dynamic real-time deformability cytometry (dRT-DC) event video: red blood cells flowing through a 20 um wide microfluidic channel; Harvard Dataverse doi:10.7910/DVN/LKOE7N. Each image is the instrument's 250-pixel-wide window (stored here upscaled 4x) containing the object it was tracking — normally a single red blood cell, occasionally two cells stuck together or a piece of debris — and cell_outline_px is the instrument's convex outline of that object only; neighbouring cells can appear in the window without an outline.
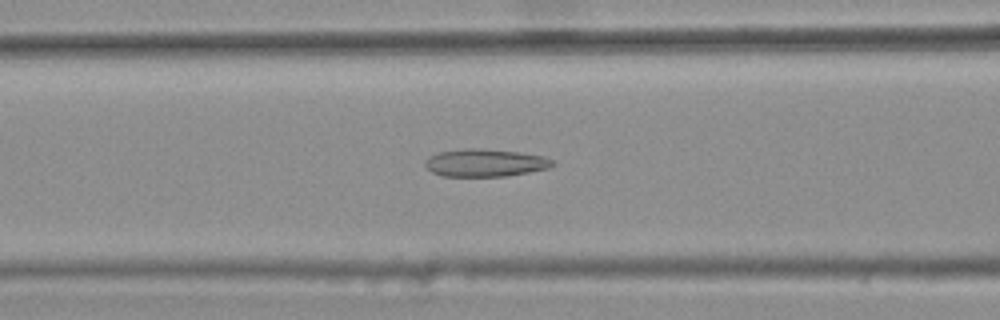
{"species": "common noctule bat (a hibernating species)", "species_latin": "Nyctalus noctula", "temperature_condition": "warm", "stored_images_in_passage": 43, "camera_frame_rate_fps": 3000, "um_per_image_px": 0.085, "animal": {"sex": "female", "body_mass_g": 25.1}, "frame": {"image": 1, "passage_image": 18, "time_ms": 5.667, "image_size_px": [1000, 320], "cell_outline_px": [[556, 164], [548, 168], [508, 176], [444, 176], [432, 172], [424, 164], [428, 156], [440, 152], [468, 148], [476, 148], [520, 152], [544, 156], [552, 160]], "centroid_in_image_um": [41.25, 13.84], "position_along_channel_um": 125.3, "area_um2": 20.4}}
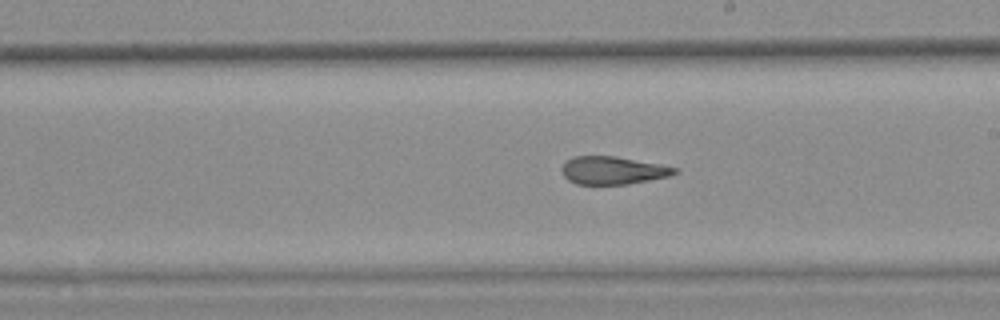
{"frame": {"image": 2, "passage_image": 27, "time_ms": 8.667, "image_size_px": [1000, 320], "cell_outline_px": [[680, 172], [668, 176], [628, 184], [576, 184], [568, 180], [564, 176], [560, 168], [572, 156], [616, 156], [660, 164], [680, 168]], "centroid_in_image_um": [52.11, 14.48], "position_along_channel_um": 236.9, "area_um2": 18.38}}
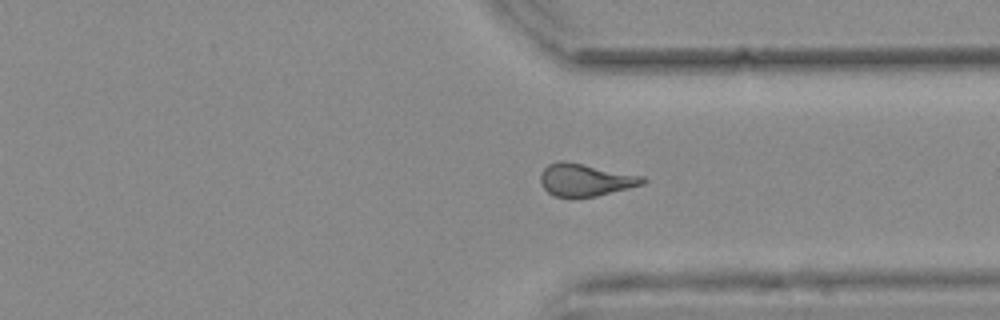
{"frame": {"image": 3, "passage_image": 37, "time_ms": 12.0, "image_size_px": [1000, 320], "cell_outline_px": [[648, 180], [644, 184], [596, 196], [552, 196], [540, 184], [540, 176], [544, 168], [548, 164], [556, 160], [564, 160], [644, 176]], "centroid_in_image_um": [49.74, 15.27], "position_along_channel_um": 361.7, "area_um2": 19.31}, "authors_computed_cell_mechanics": {"area_um2": 19.652, "velocity_mm_per_s": 3.7285, "shape_relaxation_time_tau1_ms": null, "shape_relaxation_time_tau2_ms": 2.814, "deformation_change_tau1": null, "deformation_change_tau2": 0.1387}}